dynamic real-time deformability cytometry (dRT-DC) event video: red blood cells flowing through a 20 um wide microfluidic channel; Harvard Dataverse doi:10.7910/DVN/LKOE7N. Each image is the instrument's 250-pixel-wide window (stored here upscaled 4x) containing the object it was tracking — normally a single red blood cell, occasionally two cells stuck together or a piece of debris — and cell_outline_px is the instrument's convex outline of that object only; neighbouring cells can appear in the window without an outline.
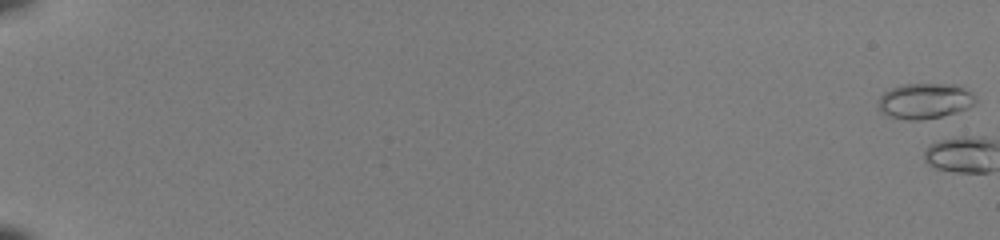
{"species": "common noctule bat (a hibernating species)", "species_latin": "Nyctalus noctula", "temperature_condition": "room temperature", "stored_images_in_passage": 3, "camera_frame_rate_fps": 3000, "um_per_image_px": 0.085, "animal": {"sex": "female", "body_mass_g": 22.0, "forearm_length_mm": 56.7}, "frame": {"image": 1, "passage_image": 1, "time_ms": 0.0, "image_size_px": [1000, 240], "cell_outline_px": [[976, 104], [968, 108], [956, 112], [940, 116], [920, 120], [908, 120], [888, 116], [880, 108], [880, 96], [884, 92], [892, 88], [904, 84], [960, 84], [972, 92], [976, 96]], "centroid_in_image_um": [78.69, 8.56], "position_along_channel_um": 6.3, "area_um2": 20.11}}